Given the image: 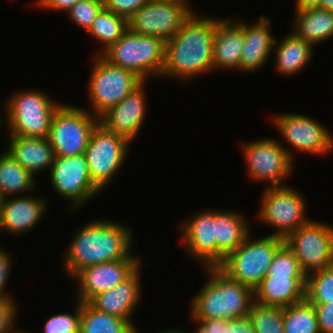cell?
I'll return each mask as SVG.
<instances>
[{"label":"cell","instance_id":"cell-1","mask_svg":"<svg viewBox=\"0 0 333 333\" xmlns=\"http://www.w3.org/2000/svg\"><path fill=\"white\" fill-rule=\"evenodd\" d=\"M73 235L61 261L63 276L70 282L87 267L118 259L140 258L132 250L136 237L133 227L120 220L96 217L75 229Z\"/></svg>","mask_w":333,"mask_h":333},{"label":"cell","instance_id":"cell-2","mask_svg":"<svg viewBox=\"0 0 333 333\" xmlns=\"http://www.w3.org/2000/svg\"><path fill=\"white\" fill-rule=\"evenodd\" d=\"M215 15L192 13L177 34L165 44L164 68L160 78L176 79L181 84L213 71Z\"/></svg>","mask_w":333,"mask_h":333},{"label":"cell","instance_id":"cell-3","mask_svg":"<svg viewBox=\"0 0 333 333\" xmlns=\"http://www.w3.org/2000/svg\"><path fill=\"white\" fill-rule=\"evenodd\" d=\"M206 282L190 299V320L237 319L248 316L253 290L230 279L218 267L202 268Z\"/></svg>","mask_w":333,"mask_h":333},{"label":"cell","instance_id":"cell-4","mask_svg":"<svg viewBox=\"0 0 333 333\" xmlns=\"http://www.w3.org/2000/svg\"><path fill=\"white\" fill-rule=\"evenodd\" d=\"M53 100L44 90H15L6 99L7 135L47 138L51 122L61 101Z\"/></svg>","mask_w":333,"mask_h":333},{"label":"cell","instance_id":"cell-5","mask_svg":"<svg viewBox=\"0 0 333 333\" xmlns=\"http://www.w3.org/2000/svg\"><path fill=\"white\" fill-rule=\"evenodd\" d=\"M165 44L158 37L138 35L127 29L116 43L100 55L112 65L132 71L143 81L153 77L160 79L164 68Z\"/></svg>","mask_w":333,"mask_h":333},{"label":"cell","instance_id":"cell-6","mask_svg":"<svg viewBox=\"0 0 333 333\" xmlns=\"http://www.w3.org/2000/svg\"><path fill=\"white\" fill-rule=\"evenodd\" d=\"M87 83L88 103L84 108L98 119L120 103L143 80L130 70L112 65L100 54L92 55Z\"/></svg>","mask_w":333,"mask_h":333},{"label":"cell","instance_id":"cell-7","mask_svg":"<svg viewBox=\"0 0 333 333\" xmlns=\"http://www.w3.org/2000/svg\"><path fill=\"white\" fill-rule=\"evenodd\" d=\"M255 238L252 231L218 266L230 279L250 287L253 291L267 276L276 252L285 244L284 239L277 236Z\"/></svg>","mask_w":333,"mask_h":333},{"label":"cell","instance_id":"cell-8","mask_svg":"<svg viewBox=\"0 0 333 333\" xmlns=\"http://www.w3.org/2000/svg\"><path fill=\"white\" fill-rule=\"evenodd\" d=\"M307 200L292 185L264 187L256 221L274 228L268 235L285 239L292 231L308 223Z\"/></svg>","mask_w":333,"mask_h":333},{"label":"cell","instance_id":"cell-9","mask_svg":"<svg viewBox=\"0 0 333 333\" xmlns=\"http://www.w3.org/2000/svg\"><path fill=\"white\" fill-rule=\"evenodd\" d=\"M272 116V124L283 138L279 143L294 161L295 150L299 154L305 153L320 157L332 153L333 134L326 125L318 122L320 120L291 112L272 114ZM286 143H288L287 146Z\"/></svg>","mask_w":333,"mask_h":333},{"label":"cell","instance_id":"cell-10","mask_svg":"<svg viewBox=\"0 0 333 333\" xmlns=\"http://www.w3.org/2000/svg\"><path fill=\"white\" fill-rule=\"evenodd\" d=\"M131 145L126 138L106 130L99 123L91 132L84 155L90 177L101 192L112 185L118 173H121L130 155Z\"/></svg>","mask_w":333,"mask_h":333},{"label":"cell","instance_id":"cell-11","mask_svg":"<svg viewBox=\"0 0 333 333\" xmlns=\"http://www.w3.org/2000/svg\"><path fill=\"white\" fill-rule=\"evenodd\" d=\"M240 148L250 180L266 183L265 187L287 185L286 179L293 175L296 161L280 145L279 140L263 138L243 141Z\"/></svg>","mask_w":333,"mask_h":333},{"label":"cell","instance_id":"cell-12","mask_svg":"<svg viewBox=\"0 0 333 333\" xmlns=\"http://www.w3.org/2000/svg\"><path fill=\"white\" fill-rule=\"evenodd\" d=\"M65 103L54 113L48 136L58 157L84 154L91 132L99 123V119L82 106Z\"/></svg>","mask_w":333,"mask_h":333},{"label":"cell","instance_id":"cell-13","mask_svg":"<svg viewBox=\"0 0 333 333\" xmlns=\"http://www.w3.org/2000/svg\"><path fill=\"white\" fill-rule=\"evenodd\" d=\"M52 190L64 201H67L69 212H76L84 205L101 195L94 185L84 154L76 156H55L49 171ZM80 208V209H79ZM77 209V210H76Z\"/></svg>","mask_w":333,"mask_h":333},{"label":"cell","instance_id":"cell-14","mask_svg":"<svg viewBox=\"0 0 333 333\" xmlns=\"http://www.w3.org/2000/svg\"><path fill=\"white\" fill-rule=\"evenodd\" d=\"M302 270L309 273L333 265V225L311 219L285 239Z\"/></svg>","mask_w":333,"mask_h":333},{"label":"cell","instance_id":"cell-15","mask_svg":"<svg viewBox=\"0 0 333 333\" xmlns=\"http://www.w3.org/2000/svg\"><path fill=\"white\" fill-rule=\"evenodd\" d=\"M191 14L184 5L149 0L127 19V26L133 33L158 37L167 42L177 34Z\"/></svg>","mask_w":333,"mask_h":333},{"label":"cell","instance_id":"cell-16","mask_svg":"<svg viewBox=\"0 0 333 333\" xmlns=\"http://www.w3.org/2000/svg\"><path fill=\"white\" fill-rule=\"evenodd\" d=\"M142 258H125L82 269L71 281L75 285L74 300L88 302L126 280L141 264ZM75 283V284H74Z\"/></svg>","mask_w":333,"mask_h":333},{"label":"cell","instance_id":"cell-17","mask_svg":"<svg viewBox=\"0 0 333 333\" xmlns=\"http://www.w3.org/2000/svg\"><path fill=\"white\" fill-rule=\"evenodd\" d=\"M178 230L185 254L204 267H216V241L214 238V208L201 209L183 218Z\"/></svg>","mask_w":333,"mask_h":333},{"label":"cell","instance_id":"cell-18","mask_svg":"<svg viewBox=\"0 0 333 333\" xmlns=\"http://www.w3.org/2000/svg\"><path fill=\"white\" fill-rule=\"evenodd\" d=\"M147 83L148 81H143L120 103L104 113L99 118V124L106 130L123 136L132 144L146 121Z\"/></svg>","mask_w":333,"mask_h":333},{"label":"cell","instance_id":"cell-19","mask_svg":"<svg viewBox=\"0 0 333 333\" xmlns=\"http://www.w3.org/2000/svg\"><path fill=\"white\" fill-rule=\"evenodd\" d=\"M46 196L33 193L3 198L0 213V235L22 236L33 230L47 214L50 207Z\"/></svg>","mask_w":333,"mask_h":333},{"label":"cell","instance_id":"cell-20","mask_svg":"<svg viewBox=\"0 0 333 333\" xmlns=\"http://www.w3.org/2000/svg\"><path fill=\"white\" fill-rule=\"evenodd\" d=\"M269 18L265 14H260L257 21L250 25L242 19L244 44L239 73L257 72L265 67L268 60L270 61L276 36L272 34V19Z\"/></svg>","mask_w":333,"mask_h":333},{"label":"cell","instance_id":"cell-21","mask_svg":"<svg viewBox=\"0 0 333 333\" xmlns=\"http://www.w3.org/2000/svg\"><path fill=\"white\" fill-rule=\"evenodd\" d=\"M142 264L122 283L112 289L95 295L88 303L98 311L127 319L136 329L135 310L142 300Z\"/></svg>","mask_w":333,"mask_h":333},{"label":"cell","instance_id":"cell-22","mask_svg":"<svg viewBox=\"0 0 333 333\" xmlns=\"http://www.w3.org/2000/svg\"><path fill=\"white\" fill-rule=\"evenodd\" d=\"M235 17H221L216 23L212 60L214 72L239 71L244 37L242 19Z\"/></svg>","mask_w":333,"mask_h":333},{"label":"cell","instance_id":"cell-23","mask_svg":"<svg viewBox=\"0 0 333 333\" xmlns=\"http://www.w3.org/2000/svg\"><path fill=\"white\" fill-rule=\"evenodd\" d=\"M242 211L214 209V238L216 241V267L234 252L252 232Z\"/></svg>","mask_w":333,"mask_h":333},{"label":"cell","instance_id":"cell-24","mask_svg":"<svg viewBox=\"0 0 333 333\" xmlns=\"http://www.w3.org/2000/svg\"><path fill=\"white\" fill-rule=\"evenodd\" d=\"M7 148L4 149L36 179L40 172L50 171L54 163V150L47 138L6 135ZM37 176V177H36Z\"/></svg>","mask_w":333,"mask_h":333},{"label":"cell","instance_id":"cell-25","mask_svg":"<svg viewBox=\"0 0 333 333\" xmlns=\"http://www.w3.org/2000/svg\"><path fill=\"white\" fill-rule=\"evenodd\" d=\"M282 39L276 37L272 55H274V71L282 76H296L310 65L314 47L297 37L292 31ZM280 40V41H279Z\"/></svg>","mask_w":333,"mask_h":333},{"label":"cell","instance_id":"cell-26","mask_svg":"<svg viewBox=\"0 0 333 333\" xmlns=\"http://www.w3.org/2000/svg\"><path fill=\"white\" fill-rule=\"evenodd\" d=\"M307 277L266 276L254 289V301L286 307L305 299Z\"/></svg>","mask_w":333,"mask_h":333},{"label":"cell","instance_id":"cell-27","mask_svg":"<svg viewBox=\"0 0 333 333\" xmlns=\"http://www.w3.org/2000/svg\"><path fill=\"white\" fill-rule=\"evenodd\" d=\"M291 31L315 46L333 38V12L319 7L295 9Z\"/></svg>","mask_w":333,"mask_h":333},{"label":"cell","instance_id":"cell-28","mask_svg":"<svg viewBox=\"0 0 333 333\" xmlns=\"http://www.w3.org/2000/svg\"><path fill=\"white\" fill-rule=\"evenodd\" d=\"M37 181L3 149L0 153V194L3 198L36 192L40 188Z\"/></svg>","mask_w":333,"mask_h":333},{"label":"cell","instance_id":"cell-29","mask_svg":"<svg viewBox=\"0 0 333 333\" xmlns=\"http://www.w3.org/2000/svg\"><path fill=\"white\" fill-rule=\"evenodd\" d=\"M127 319L110 315L93 308L88 302H80L79 333H136Z\"/></svg>","mask_w":333,"mask_h":333},{"label":"cell","instance_id":"cell-30","mask_svg":"<svg viewBox=\"0 0 333 333\" xmlns=\"http://www.w3.org/2000/svg\"><path fill=\"white\" fill-rule=\"evenodd\" d=\"M127 29L126 18L103 8L86 31L90 37L94 38L93 41L96 40L101 44V49H95L92 54H101L110 45L116 43Z\"/></svg>","mask_w":333,"mask_h":333},{"label":"cell","instance_id":"cell-31","mask_svg":"<svg viewBox=\"0 0 333 333\" xmlns=\"http://www.w3.org/2000/svg\"><path fill=\"white\" fill-rule=\"evenodd\" d=\"M284 333H320L314 305L306 298L283 307Z\"/></svg>","mask_w":333,"mask_h":333},{"label":"cell","instance_id":"cell-32","mask_svg":"<svg viewBox=\"0 0 333 333\" xmlns=\"http://www.w3.org/2000/svg\"><path fill=\"white\" fill-rule=\"evenodd\" d=\"M248 317L255 333H284L283 307L253 301Z\"/></svg>","mask_w":333,"mask_h":333},{"label":"cell","instance_id":"cell-33","mask_svg":"<svg viewBox=\"0 0 333 333\" xmlns=\"http://www.w3.org/2000/svg\"><path fill=\"white\" fill-rule=\"evenodd\" d=\"M305 298L312 304L333 302V265L307 275Z\"/></svg>","mask_w":333,"mask_h":333},{"label":"cell","instance_id":"cell-34","mask_svg":"<svg viewBox=\"0 0 333 333\" xmlns=\"http://www.w3.org/2000/svg\"><path fill=\"white\" fill-rule=\"evenodd\" d=\"M267 276L307 277L300 267L295 254L284 244L274 256Z\"/></svg>","mask_w":333,"mask_h":333},{"label":"cell","instance_id":"cell-35","mask_svg":"<svg viewBox=\"0 0 333 333\" xmlns=\"http://www.w3.org/2000/svg\"><path fill=\"white\" fill-rule=\"evenodd\" d=\"M103 8V0H80L67 10L65 14L69 16L71 23L76 25V28L79 27L86 32Z\"/></svg>","mask_w":333,"mask_h":333},{"label":"cell","instance_id":"cell-36","mask_svg":"<svg viewBox=\"0 0 333 333\" xmlns=\"http://www.w3.org/2000/svg\"><path fill=\"white\" fill-rule=\"evenodd\" d=\"M72 313L61 312L47 318L44 322L43 333H79L80 302L74 301Z\"/></svg>","mask_w":333,"mask_h":333},{"label":"cell","instance_id":"cell-37","mask_svg":"<svg viewBox=\"0 0 333 333\" xmlns=\"http://www.w3.org/2000/svg\"><path fill=\"white\" fill-rule=\"evenodd\" d=\"M18 306L14 297H0V333H11L18 328L15 323L18 322Z\"/></svg>","mask_w":333,"mask_h":333},{"label":"cell","instance_id":"cell-38","mask_svg":"<svg viewBox=\"0 0 333 333\" xmlns=\"http://www.w3.org/2000/svg\"><path fill=\"white\" fill-rule=\"evenodd\" d=\"M104 8L116 15L129 19L141 6L149 0H103Z\"/></svg>","mask_w":333,"mask_h":333},{"label":"cell","instance_id":"cell-39","mask_svg":"<svg viewBox=\"0 0 333 333\" xmlns=\"http://www.w3.org/2000/svg\"><path fill=\"white\" fill-rule=\"evenodd\" d=\"M9 252L0 246V297H15L6 290L13 265L12 254Z\"/></svg>","mask_w":333,"mask_h":333},{"label":"cell","instance_id":"cell-40","mask_svg":"<svg viewBox=\"0 0 333 333\" xmlns=\"http://www.w3.org/2000/svg\"><path fill=\"white\" fill-rule=\"evenodd\" d=\"M320 333H333V302L313 304Z\"/></svg>","mask_w":333,"mask_h":333},{"label":"cell","instance_id":"cell-41","mask_svg":"<svg viewBox=\"0 0 333 333\" xmlns=\"http://www.w3.org/2000/svg\"><path fill=\"white\" fill-rule=\"evenodd\" d=\"M228 319L191 320L195 323L194 333H227ZM197 325V326H196Z\"/></svg>","mask_w":333,"mask_h":333},{"label":"cell","instance_id":"cell-42","mask_svg":"<svg viewBox=\"0 0 333 333\" xmlns=\"http://www.w3.org/2000/svg\"><path fill=\"white\" fill-rule=\"evenodd\" d=\"M78 1L80 0H34L33 4H35L38 9L41 8V10L44 9L56 13L57 11L66 12Z\"/></svg>","mask_w":333,"mask_h":333},{"label":"cell","instance_id":"cell-43","mask_svg":"<svg viewBox=\"0 0 333 333\" xmlns=\"http://www.w3.org/2000/svg\"><path fill=\"white\" fill-rule=\"evenodd\" d=\"M227 333H255L248 316L227 320Z\"/></svg>","mask_w":333,"mask_h":333},{"label":"cell","instance_id":"cell-44","mask_svg":"<svg viewBox=\"0 0 333 333\" xmlns=\"http://www.w3.org/2000/svg\"><path fill=\"white\" fill-rule=\"evenodd\" d=\"M322 0H295L294 9L315 8L321 5Z\"/></svg>","mask_w":333,"mask_h":333},{"label":"cell","instance_id":"cell-45","mask_svg":"<svg viewBox=\"0 0 333 333\" xmlns=\"http://www.w3.org/2000/svg\"><path fill=\"white\" fill-rule=\"evenodd\" d=\"M3 109H2V114L0 112V130L2 129H7V114H6V100L4 101L3 104ZM3 126V128H2ZM1 133V131H0Z\"/></svg>","mask_w":333,"mask_h":333},{"label":"cell","instance_id":"cell-46","mask_svg":"<svg viewBox=\"0 0 333 333\" xmlns=\"http://www.w3.org/2000/svg\"><path fill=\"white\" fill-rule=\"evenodd\" d=\"M159 1L174 2L186 6L192 13L197 12L196 9L195 10L192 9L193 7H191L190 0H159Z\"/></svg>","mask_w":333,"mask_h":333},{"label":"cell","instance_id":"cell-47","mask_svg":"<svg viewBox=\"0 0 333 333\" xmlns=\"http://www.w3.org/2000/svg\"><path fill=\"white\" fill-rule=\"evenodd\" d=\"M319 8L326 9L327 11L333 12V0H322Z\"/></svg>","mask_w":333,"mask_h":333},{"label":"cell","instance_id":"cell-48","mask_svg":"<svg viewBox=\"0 0 333 333\" xmlns=\"http://www.w3.org/2000/svg\"><path fill=\"white\" fill-rule=\"evenodd\" d=\"M158 333H190V331H184V329L182 330V328L178 329V327L177 328L173 327L170 329L169 328L165 329L164 331L163 330L161 331V329H160V331Z\"/></svg>","mask_w":333,"mask_h":333},{"label":"cell","instance_id":"cell-49","mask_svg":"<svg viewBox=\"0 0 333 333\" xmlns=\"http://www.w3.org/2000/svg\"><path fill=\"white\" fill-rule=\"evenodd\" d=\"M26 332V330L24 329V330H22V329H20V327L18 328V329H16V330H14L13 332H11V333H25Z\"/></svg>","mask_w":333,"mask_h":333},{"label":"cell","instance_id":"cell-50","mask_svg":"<svg viewBox=\"0 0 333 333\" xmlns=\"http://www.w3.org/2000/svg\"><path fill=\"white\" fill-rule=\"evenodd\" d=\"M2 201H3V196L0 194V213H1Z\"/></svg>","mask_w":333,"mask_h":333}]
</instances>
